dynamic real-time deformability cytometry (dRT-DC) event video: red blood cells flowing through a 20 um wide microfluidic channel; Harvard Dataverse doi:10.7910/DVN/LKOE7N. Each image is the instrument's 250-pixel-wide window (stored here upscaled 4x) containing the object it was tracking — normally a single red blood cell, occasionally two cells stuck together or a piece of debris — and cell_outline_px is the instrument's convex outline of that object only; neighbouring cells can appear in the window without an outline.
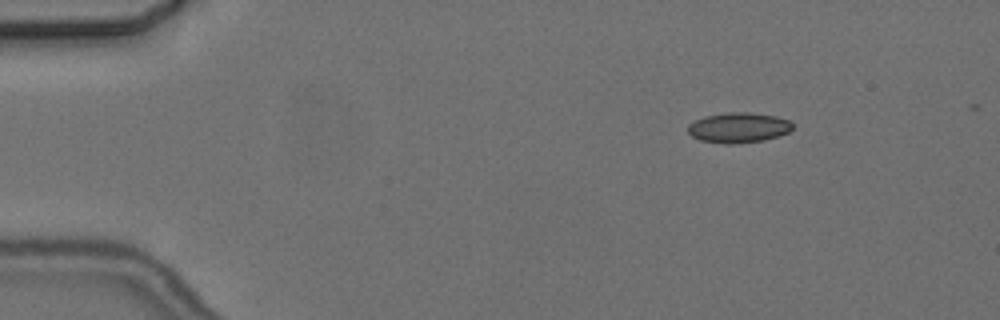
{"species": "common noctule bat (a hibernating species)", "species_latin": "Nyctalus noctula", "temperature_condition": "cold", "stored_images_in_passage": 6, "camera_frame_rate_fps": 3000, "um_per_image_px": 0.085, "animal": {"sex": "female", "body_mass_g": 24.6, "forearm_length_mm": 56.2}, "frame": {"image": 1, "passage_image": 1, "time_ms": 0.0, "image_size_px": [1000, 320], "cell_outline_px": [[792, 128], [788, 132], [764, 140], [732, 144], [728, 144], [700, 140], [692, 136], [688, 132], [688, 124], [704, 116], [728, 112], [748, 112], [776, 116], [788, 120], [792, 124]], "centroid_in_image_um": [62.75, 10.84], "position_along_channel_um": 22.3, "area_um2": 18.26}}
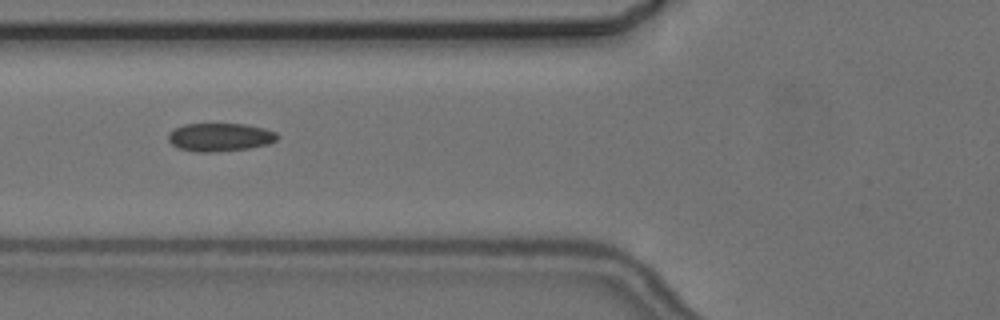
{"frame": {"image": 2, "passage_image": 5, "time_ms": 4.667, "image_size_px": [1000, 320], "cell_outline_px": [[280, 136], [276, 140], [268, 144], [248, 148], [216, 152], [196, 152], [176, 148], [168, 140], [168, 132], [184, 124], [244, 124], [264, 128], [276, 132]], "centroid_in_image_um": [18.68, 11.66], "position_along_channel_um": 107.1, "area_um2": 18.03}}
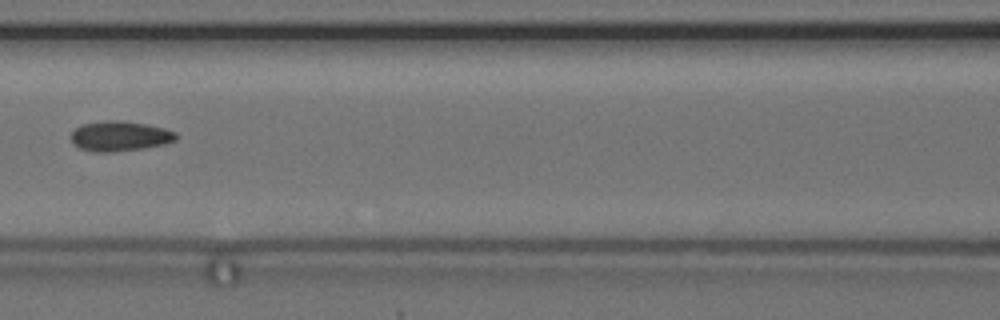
{"frame": {"image": 3, "passage_image": 6, "time_ms": 6.0, "image_size_px": [1000, 320], "cell_outline_px": [[176, 140], [164, 144], [144, 148], [112, 152], [92, 152], [80, 148], [72, 144], [72, 132], [80, 124], [104, 120], [124, 120], [148, 124], [164, 128], [176, 132]], "centroid_in_image_um": [10.17, 11.56], "position_along_channel_um": 156.4, "area_um2": 18.61}}